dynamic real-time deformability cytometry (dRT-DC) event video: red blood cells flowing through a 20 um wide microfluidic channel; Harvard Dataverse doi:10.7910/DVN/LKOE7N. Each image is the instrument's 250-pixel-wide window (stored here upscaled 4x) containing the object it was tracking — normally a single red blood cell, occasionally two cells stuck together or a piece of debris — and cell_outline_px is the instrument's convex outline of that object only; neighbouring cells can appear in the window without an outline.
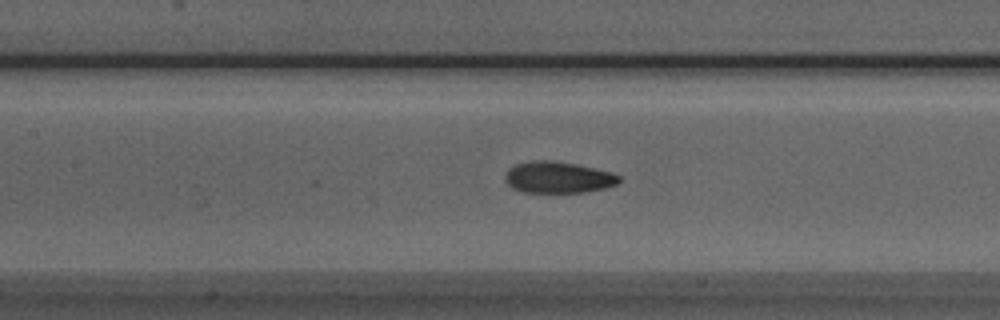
{"species": "Egyptian fruit bat (a non-hibernating species)", "species_latin": "Rousettus aegyptiacus", "temperature_condition": "room temperature", "stored_images_in_passage": 24, "camera_frame_rate_fps": 3000, "um_per_image_px": 0.085, "animal": {"sex": "male"}, "frame": {"image": 1, "passage_image": 12, "time_ms": 3.667, "image_size_px": [1000, 320], "cell_outline_px": [[620, 180], [616, 184], [604, 188], [584, 192], [524, 192], [512, 188], [504, 180], [504, 176], [508, 168], [516, 164], [532, 160], [556, 160], [576, 164], [612, 172], [620, 176]], "centroid_in_image_um": [47.4, 15.06], "position_along_channel_um": 160.0, "area_um2": 20.98}}
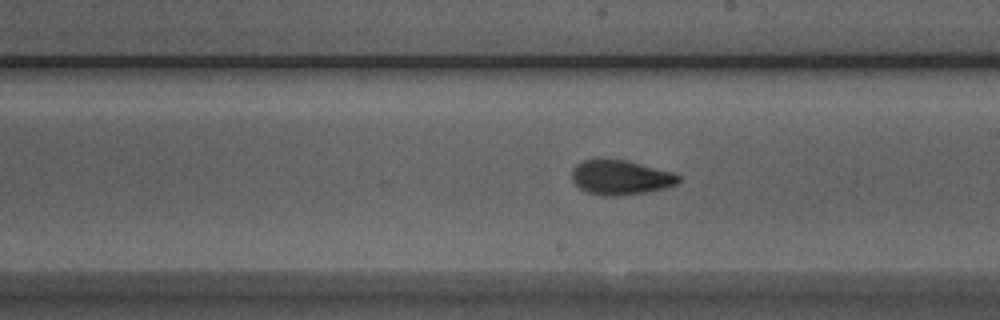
{"frame": {"image": 2, "passage_image": 18, "time_ms": 5.667, "image_size_px": [1000, 320], "cell_outline_px": [[680, 180], [676, 184], [664, 188], [648, 192], [616, 196], [604, 196], [588, 192], [580, 188], [572, 180], [572, 168], [576, 164], [584, 160], [596, 156], [600, 156], [628, 160], [672, 172], [680, 176]], "centroid_in_image_um": [52.71, 15.04], "position_along_channel_um": 236.3, "area_um2": 22.08}}
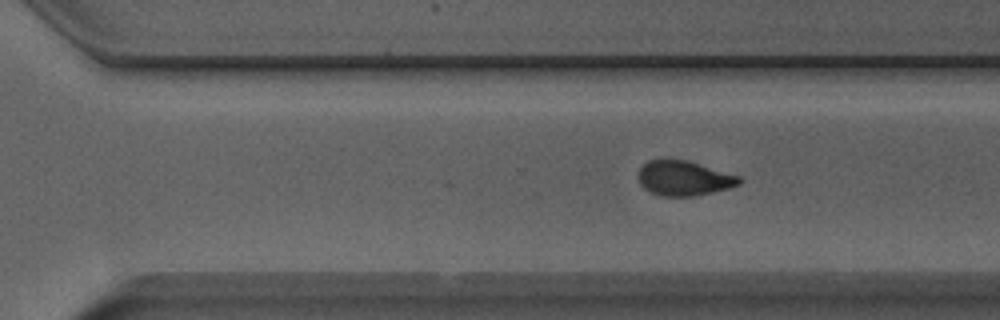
{"frame": {"image": 3, "passage_image": 24, "time_ms": 7.667, "image_size_px": [1000, 320], "cell_outline_px": [[744, 180], [740, 184], [728, 188], [712, 192], [692, 196], [660, 196], [644, 188], [640, 184], [640, 168], [648, 160], [688, 160], [740, 176]], "centroid_in_image_um": [58.18, 15.15], "position_along_channel_um": 312.4, "area_um2": 20.29}}